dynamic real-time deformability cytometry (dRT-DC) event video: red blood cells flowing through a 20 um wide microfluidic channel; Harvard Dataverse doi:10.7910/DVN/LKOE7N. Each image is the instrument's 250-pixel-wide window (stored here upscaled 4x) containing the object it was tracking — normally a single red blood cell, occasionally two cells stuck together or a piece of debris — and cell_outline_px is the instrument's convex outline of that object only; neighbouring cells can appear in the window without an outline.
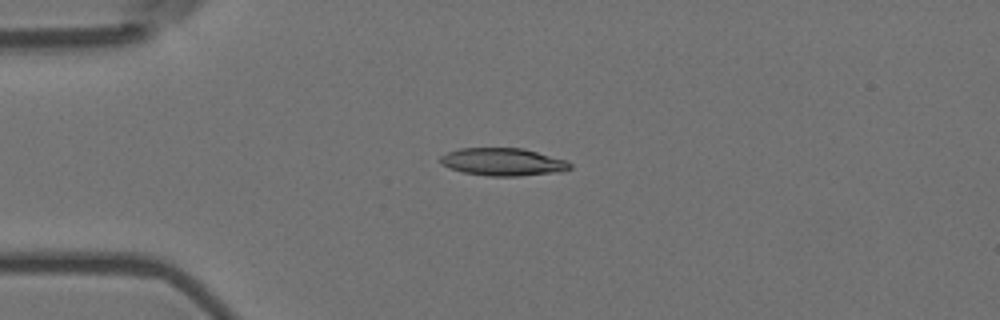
{"species": "Egyptian fruit bat (a non-hibernating species)", "species_latin": "Rousettus aegyptiacus", "temperature_condition": "room temperature", "stored_images_in_passage": 2, "camera_frame_rate_fps": 3000, "um_per_image_px": 0.085, "animal": {"sex": "female"}, "frame": {"image": 1, "passage_image": 1, "time_ms": 0.0, "image_size_px": [1000, 320], "cell_outline_px": [[572, 168], [560, 172], [520, 176], [488, 176], [464, 172], [448, 168], [440, 164], [440, 156], [448, 152], [460, 148], [524, 148], [568, 160], [572, 164]], "centroid_in_image_um": [42.78, 13.76], "position_along_channel_um": 42.2, "area_um2": 21.15}}